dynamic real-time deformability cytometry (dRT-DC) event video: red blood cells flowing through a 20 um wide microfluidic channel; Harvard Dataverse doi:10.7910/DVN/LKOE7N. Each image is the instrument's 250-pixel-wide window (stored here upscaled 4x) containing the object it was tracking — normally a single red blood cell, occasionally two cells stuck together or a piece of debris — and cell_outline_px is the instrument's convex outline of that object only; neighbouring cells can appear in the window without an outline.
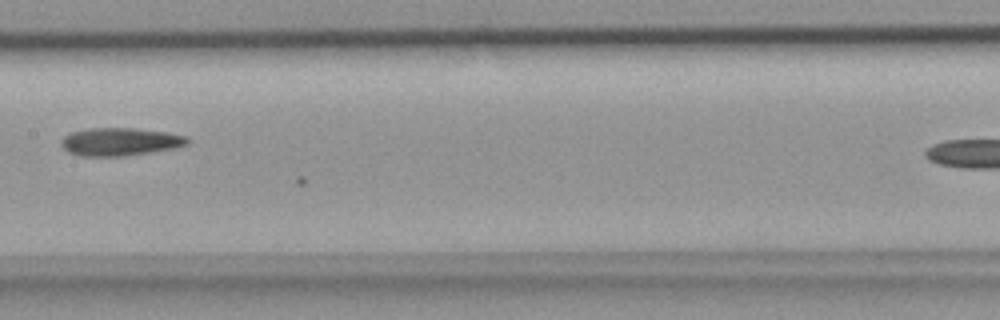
{"species": "common noctule bat (a hibernating species)", "species_latin": "Nyctalus noctula", "temperature_condition": "room temperature", "stored_images_in_passage": 13, "camera_frame_rate_fps": 3000, "um_per_image_px": 0.085, "animal": {"sex": "female", "body_mass_g": 18.4}, "frame": {"image": 1, "passage_image": 12, "time_ms": 3.667, "image_size_px": [1000, 320], "cell_outline_px": [[188, 144], [172, 148], [124, 156], [80, 156], [68, 152], [60, 144], [60, 140], [64, 136], [72, 132], [88, 128], [132, 128], [164, 132], [188, 136]], "centroid_in_image_um": [10.15, 12.04], "position_along_channel_um": 197.3, "area_um2": 20.35}}